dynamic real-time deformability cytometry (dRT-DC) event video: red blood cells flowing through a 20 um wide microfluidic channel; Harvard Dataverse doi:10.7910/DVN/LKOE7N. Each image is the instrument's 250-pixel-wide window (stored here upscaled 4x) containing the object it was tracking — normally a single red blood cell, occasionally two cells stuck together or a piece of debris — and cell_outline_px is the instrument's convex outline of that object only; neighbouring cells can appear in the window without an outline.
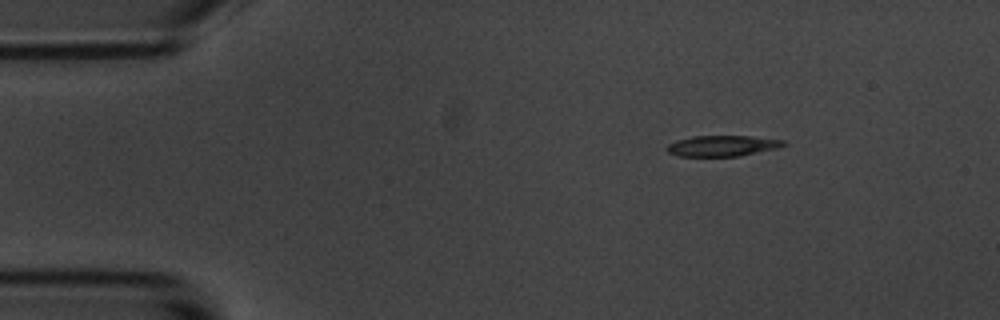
{"species": "common noctule bat (a hibernating species)", "species_latin": "Nyctalus noctula", "temperature_condition": "room temperature", "stored_images_in_passage": 4, "camera_frame_rate_fps": 3000, "um_per_image_px": 0.085, "animal": {"sex": "male", "body_mass_g": 20.1, "forearm_length_mm": 53.5}, "frame": {"image": 1, "passage_image": 1, "time_ms": 0.0, "image_size_px": [1000, 320], "cell_outline_px": [[788, 144], [776, 148], [740, 156], [676, 156], [668, 152], [664, 148], [668, 144], [676, 140], [692, 136], [752, 136], [784, 140]], "centroid_in_image_um": [61.37, 12.39], "position_along_channel_um": 23.6, "area_um2": 14.22}}
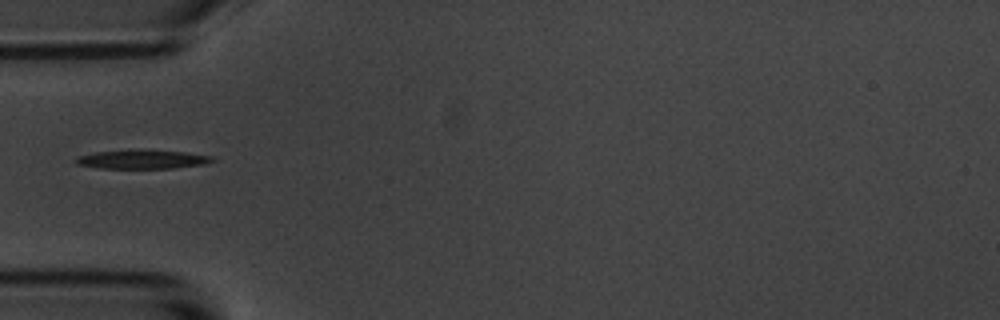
{"frame": {"image": 2, "passage_image": 4, "time_ms": 3.333, "image_size_px": [1000, 320], "cell_outline_px": [[216, 160], [204, 164], [172, 168], [100, 168], [76, 164], [72, 160], [76, 156], [96, 152], [184, 152], [212, 156]], "centroid_in_image_um": [12.06, 13.59], "position_along_channel_um": 72.9, "area_um2": 14.1}}